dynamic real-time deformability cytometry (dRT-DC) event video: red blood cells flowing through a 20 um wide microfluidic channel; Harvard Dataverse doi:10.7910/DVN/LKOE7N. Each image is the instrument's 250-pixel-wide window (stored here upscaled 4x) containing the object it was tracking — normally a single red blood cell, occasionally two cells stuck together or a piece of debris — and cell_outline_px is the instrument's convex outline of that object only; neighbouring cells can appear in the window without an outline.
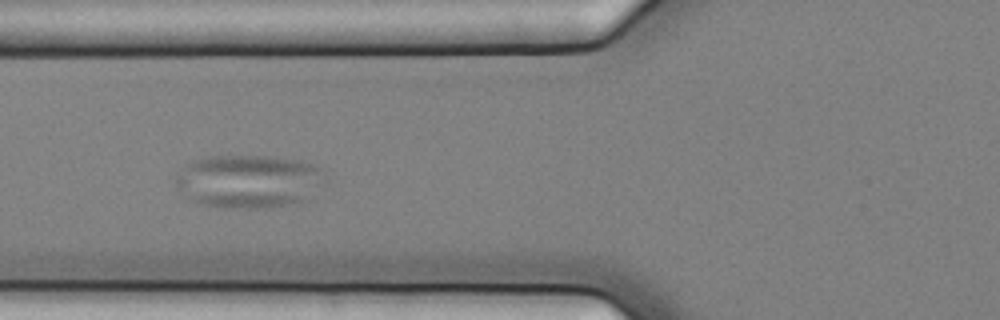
{"species": "common noctule bat (a hibernating species)", "species_latin": "Nyctalus noctula", "temperature_condition": "cold", "stored_images_in_passage": 44, "camera_frame_rate_fps": 3000, "um_per_image_px": 0.085, "animal": {"sex": "female", "body_mass_g": 25.1}, "frame": {"image": 1, "passage_image": 9, "time_ms": 2.667, "image_size_px": [1000, 320], "cell_outline_px": [[328, 184], [308, 200], [292, 204], [260, 208], [216, 208], [180, 196], [176, 184], [176, 176], [188, 164], [196, 160], [212, 156], [268, 156], [300, 160], [316, 164], [324, 172], [328, 180]], "centroid_in_image_um": [21.24, 15.43], "position_along_channel_um": 104.6, "area_um2": 47.34}}
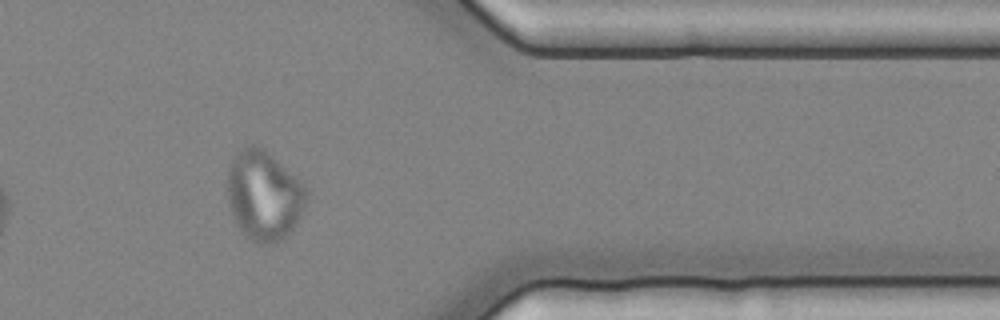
{"frame": {"image": 2, "passage_image": 34, "time_ms": 11.0, "image_size_px": [1000, 320], "cell_outline_px": [[308, 196], [300, 216], [296, 224], [276, 244], [260, 244], [244, 236], [236, 224], [232, 216], [228, 200], [228, 168], [236, 152], [244, 144], [252, 144], [264, 148], [296, 176], [308, 188]], "centroid_in_image_um": [22.42, 16.59], "position_along_channel_um": 389.0, "area_um2": 41.67}}
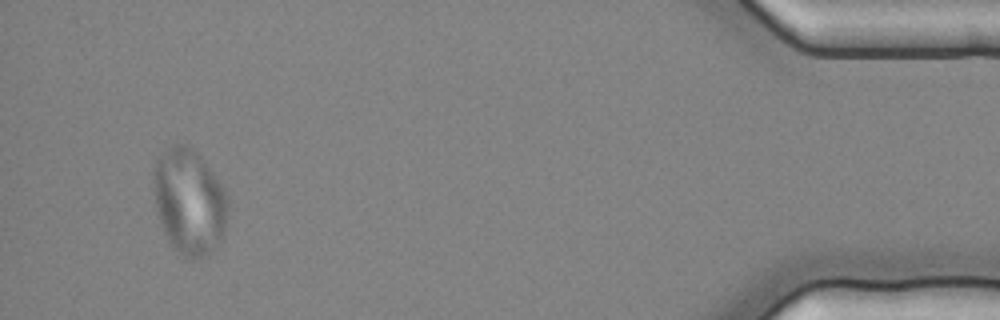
{"frame": {"image": 3, "passage_image": 41, "time_ms": 13.333, "image_size_px": [1000, 320], "cell_outline_px": [[228, 208], [224, 228], [220, 240], [216, 248], [192, 260], [184, 256], [172, 248], [160, 224], [156, 212], [152, 180], [152, 172], [156, 156], [160, 152], [172, 144], [184, 144], [192, 148], [204, 160], [216, 176], [224, 188], [228, 196]], "centroid_in_image_um": [16.04, 17.09], "position_along_channel_um": 419.2, "area_um2": 46.41}}